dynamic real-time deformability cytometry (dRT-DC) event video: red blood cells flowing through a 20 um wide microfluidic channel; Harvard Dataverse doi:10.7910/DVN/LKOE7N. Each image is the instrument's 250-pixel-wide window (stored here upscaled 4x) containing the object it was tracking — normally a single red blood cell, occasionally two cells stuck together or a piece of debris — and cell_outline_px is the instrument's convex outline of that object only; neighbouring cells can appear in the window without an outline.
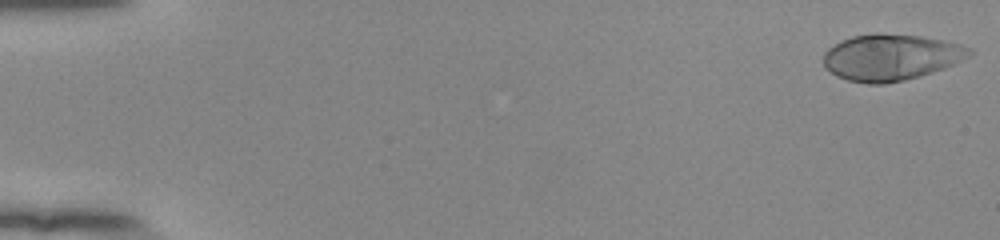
{"species": "human", "species_latin": "Homo sapiens", "temperature_condition": "room temperature", "stored_images_in_passage": 53, "camera_frame_rate_fps": 3000, "um_per_image_px": 0.085, "donor": {"sex": "female"}, "frame": {"image": 1, "passage_image": 1, "time_ms": 0.0, "image_size_px": [1000, 240], "cell_outline_px": [[972, 52], [968, 56], [944, 68], [920, 76], [904, 80], [884, 84], [868, 84], [848, 80], [836, 76], [824, 68], [824, 52], [828, 48], [840, 40], [852, 36], [880, 32], [920, 36], [944, 40], [960, 44], [968, 48]], "centroid_in_image_um": [75.67, 4.86], "position_along_channel_um": 9.3, "area_um2": 39.42}}
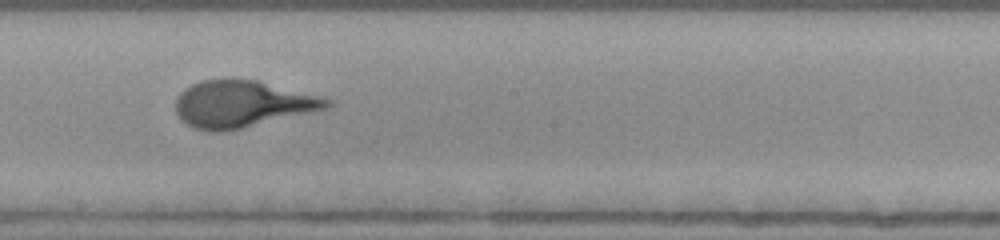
{"frame": {"image": 2, "passage_image": 31, "time_ms": 10.0, "image_size_px": [1000, 240], "cell_outline_px": [[332, 104], [328, 108], [224, 132], [212, 132], [196, 128], [188, 124], [176, 112], [176, 100], [180, 92], [184, 88], [192, 84], [204, 80], [256, 80], [320, 96], [332, 100]], "centroid_in_image_um": [20.59, 8.84], "position_along_channel_um": 227.6, "area_um2": 40.52}}
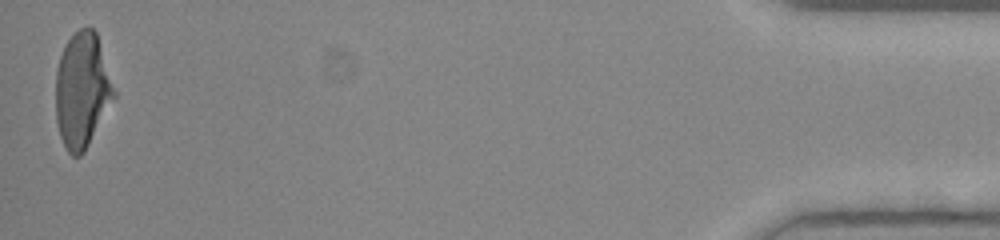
{"frame": {"image": 3, "passage_image": 53, "time_ms": 17.333, "image_size_px": [1000, 240], "cell_outline_px": [[116, 96], [84, 152], [80, 156], [72, 156], [68, 152], [60, 136], [56, 120], [56, 68], [60, 56], [68, 40], [80, 28], [92, 28], [96, 32], [116, 92]], "centroid_in_image_um": [6.98, 7.69], "position_along_channel_um": 428.2, "area_um2": 38.84}}